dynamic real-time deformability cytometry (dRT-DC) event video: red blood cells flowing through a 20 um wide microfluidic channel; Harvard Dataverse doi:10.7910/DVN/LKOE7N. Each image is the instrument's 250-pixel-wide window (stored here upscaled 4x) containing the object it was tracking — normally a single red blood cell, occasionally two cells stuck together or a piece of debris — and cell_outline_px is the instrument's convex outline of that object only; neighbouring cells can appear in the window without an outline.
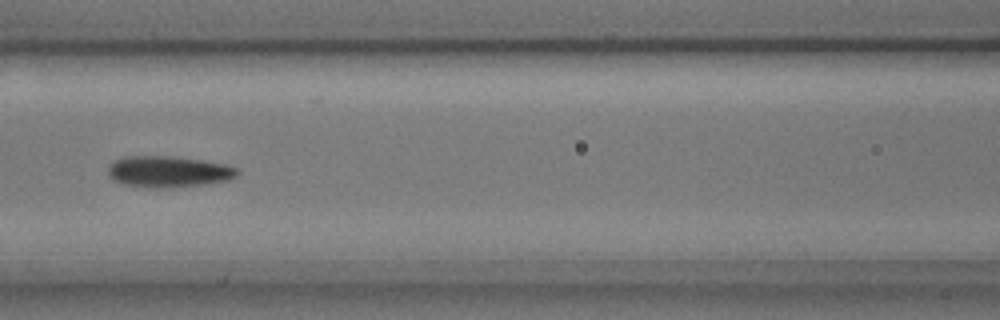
{"species": "common noctule bat (a hibernating species)", "species_latin": "Nyctalus noctula", "temperature_condition": "cold", "stored_images_in_passage": 9, "camera_frame_rate_fps": 3000, "um_per_image_px": 0.085, "animal": {"sex": "male", "body_mass_g": 17.9, "forearm_length_mm": 54.2}, "frame": {"image": 1, "passage_image": 7, "time_ms": 2.0, "image_size_px": [1000, 320], "cell_outline_px": [[240, 172], [236, 176], [228, 180], [204, 184], [172, 188], [152, 188], [120, 184], [112, 180], [108, 176], [108, 168], [116, 160], [124, 156], [172, 156], [200, 160], [224, 164], [236, 168]], "centroid_in_image_um": [14.28, 14.6], "position_along_channel_um": 152.3, "area_um2": 23.64}}
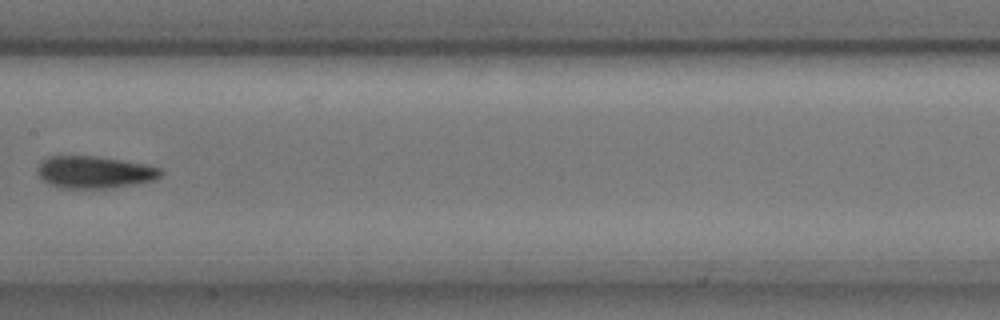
{"frame": {"image": 2, "passage_image": 8, "time_ms": 2.333, "image_size_px": [1000, 320], "cell_outline_px": [[164, 172], [160, 176], [152, 180], [112, 188], [60, 188], [48, 184], [36, 172], [36, 168], [40, 160], [48, 156], [96, 156], [120, 160], [160, 168]], "centroid_in_image_um": [7.94, 14.63], "position_along_channel_um": 199.5, "area_um2": 23.0}}
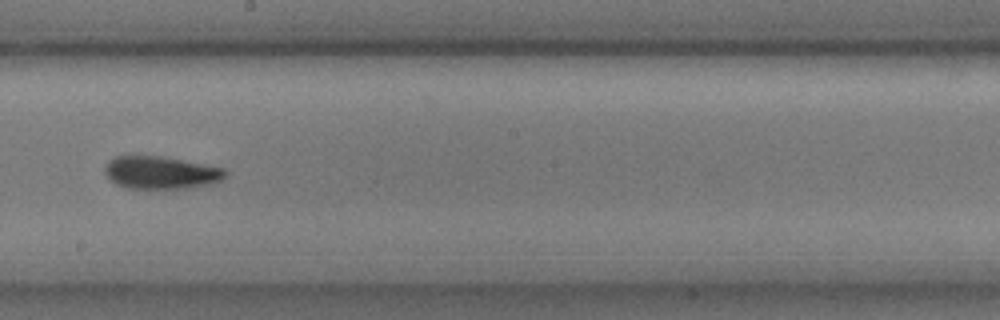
{"frame": {"image": 3, "passage_image": 9, "time_ms": 2.667, "image_size_px": [1000, 320], "cell_outline_px": [[228, 172], [220, 180], [212, 184], [188, 188], [124, 188], [116, 184], [104, 172], [104, 168], [108, 160], [116, 156], [160, 156], [224, 168]], "centroid_in_image_um": [13.66, 14.67], "position_along_channel_um": 234.5, "area_um2": 22.77}}